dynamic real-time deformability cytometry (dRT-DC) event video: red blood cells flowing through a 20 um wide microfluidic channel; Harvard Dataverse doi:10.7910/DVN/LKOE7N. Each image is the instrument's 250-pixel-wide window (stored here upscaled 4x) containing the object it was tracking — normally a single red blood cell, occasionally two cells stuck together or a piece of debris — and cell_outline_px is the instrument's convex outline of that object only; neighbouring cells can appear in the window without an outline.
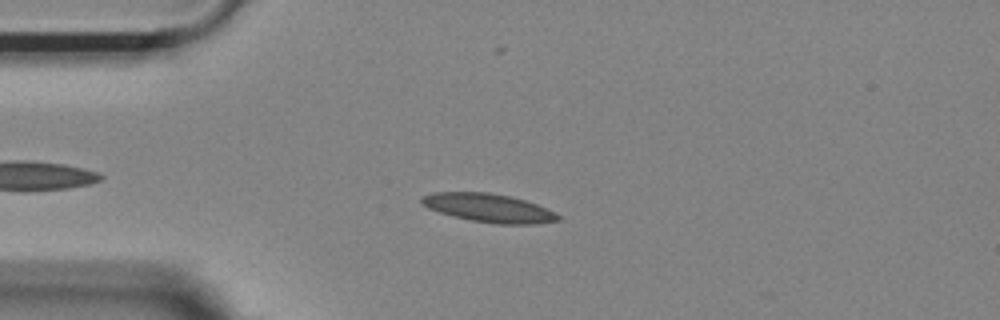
{"species": "Egyptian fruit bat (a non-hibernating species)", "species_latin": "Rousettus aegyptiacus", "temperature_condition": "room temperature", "stored_images_in_passage": 45, "camera_frame_rate_fps": 3000, "um_per_image_px": 0.085, "animal": {"sex": "female"}, "frame": {"image": 1, "passage_image": 10, "time_ms": 3.0, "image_size_px": [1000, 320], "cell_outline_px": [[564, 220], [536, 224], [500, 224], [472, 220], [440, 212], [428, 208], [420, 204], [420, 196], [432, 192], [488, 192], [508, 196], [524, 200], [536, 204], [556, 212]], "centroid_in_image_um": [41.55, 17.67], "position_along_channel_um": 43.4, "area_um2": 22.66}}
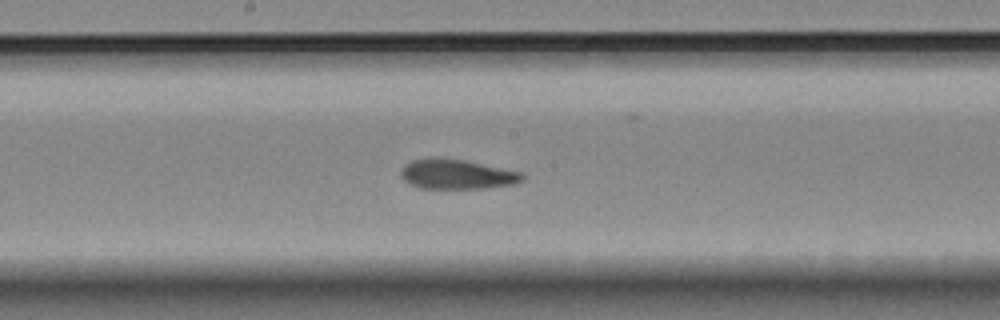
{"frame": {"image": 2, "passage_image": 25, "time_ms": 8.0, "image_size_px": [1000, 320], "cell_outline_px": [[524, 180], [512, 184], [484, 188], [420, 188], [408, 184], [400, 176], [400, 172], [404, 164], [412, 160], [432, 156], [444, 156], [524, 172]], "centroid_in_image_um": [38.79, 14.78], "position_along_channel_um": 209.4, "area_um2": 21.5}}
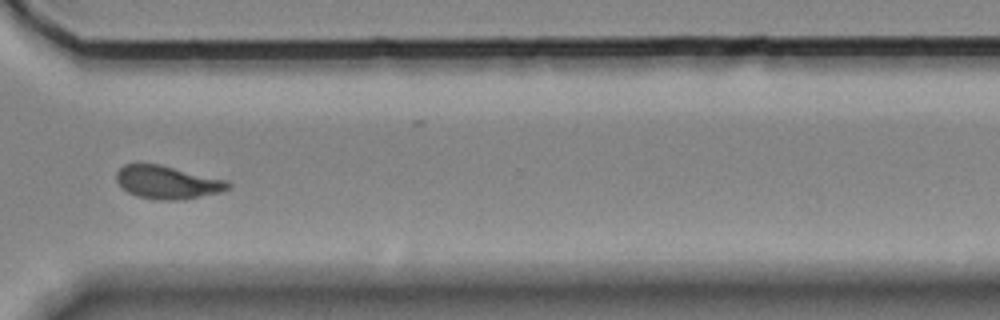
{"frame": {"image": 3, "passage_image": 37, "time_ms": 12.0, "image_size_px": [1000, 320], "cell_outline_px": [[232, 184], [228, 188], [220, 192], [184, 200], [160, 200], [136, 196], [120, 188], [116, 180], [116, 172], [124, 164], [160, 164], [228, 180]], "centroid_in_image_um": [14.22, 15.5], "position_along_channel_um": 356.4, "area_um2": 21.73}}